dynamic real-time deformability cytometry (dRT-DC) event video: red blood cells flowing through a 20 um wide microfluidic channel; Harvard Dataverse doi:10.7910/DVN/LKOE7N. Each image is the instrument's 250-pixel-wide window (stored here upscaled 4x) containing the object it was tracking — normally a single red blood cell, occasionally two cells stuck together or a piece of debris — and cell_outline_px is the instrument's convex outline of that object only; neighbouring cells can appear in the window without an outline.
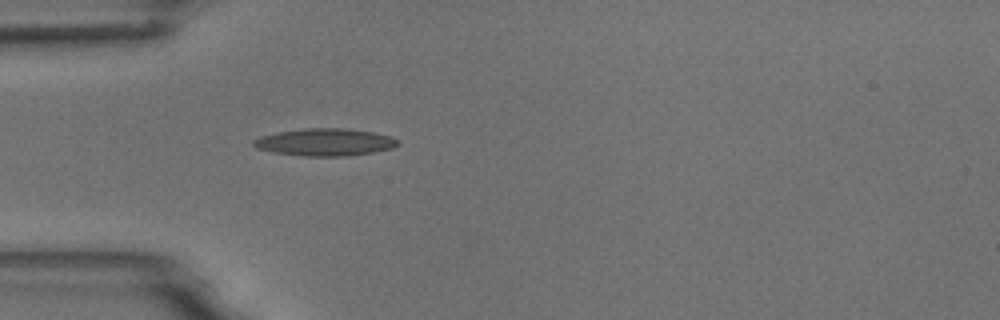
{"species": "common noctule bat (a hibernating species)", "species_latin": "Nyctalus noctula", "temperature_condition": "room temperature", "stored_images_in_passage": 2, "camera_frame_rate_fps": 3000, "um_per_image_px": 0.085, "animal": {"sex": "male", "body_mass_g": 18.8}, "frame": {"image": 1, "passage_image": 2, "time_ms": 1.333, "image_size_px": [1000, 320], "cell_outline_px": [[400, 144], [392, 148], [372, 152], [348, 156], [300, 156], [272, 152], [256, 148], [252, 144], [252, 140], [260, 136], [276, 132], [304, 128], [348, 128], [372, 132], [388, 136], [396, 140]], "centroid_in_image_um": [27.56, 12.08], "position_along_channel_um": 57.4, "area_um2": 23.06}}